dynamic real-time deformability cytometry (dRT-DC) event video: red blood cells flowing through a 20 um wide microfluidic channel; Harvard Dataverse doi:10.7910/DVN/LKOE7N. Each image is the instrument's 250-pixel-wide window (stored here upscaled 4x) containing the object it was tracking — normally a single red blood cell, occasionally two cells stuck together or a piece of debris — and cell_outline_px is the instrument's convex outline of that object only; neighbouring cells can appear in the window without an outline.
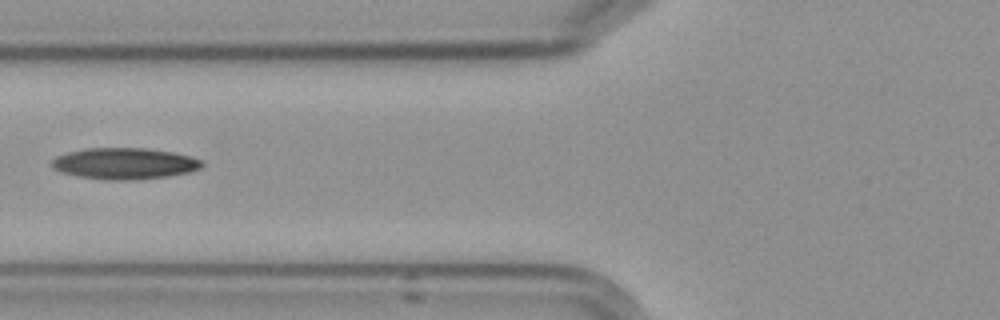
{"species": "Egyptian fruit bat (a non-hibernating species)", "species_latin": "Rousettus aegyptiacus", "temperature_condition": "cold", "stored_images_in_passage": 7, "camera_frame_rate_fps": 3000, "um_per_image_px": 0.085, "frame": {"image": 1, "passage_image": 7, "time_ms": 7.0, "image_size_px": [1000, 320], "cell_outline_px": [[204, 164], [200, 168], [188, 172], [168, 176], [136, 180], [108, 180], [80, 176], [60, 172], [52, 168], [52, 160], [56, 156], [68, 152], [88, 148], [144, 148], [172, 152], [188, 156], [200, 160]], "centroid_in_image_um": [10.56, 13.9], "position_along_channel_um": 115.2, "area_um2": 27.22}}